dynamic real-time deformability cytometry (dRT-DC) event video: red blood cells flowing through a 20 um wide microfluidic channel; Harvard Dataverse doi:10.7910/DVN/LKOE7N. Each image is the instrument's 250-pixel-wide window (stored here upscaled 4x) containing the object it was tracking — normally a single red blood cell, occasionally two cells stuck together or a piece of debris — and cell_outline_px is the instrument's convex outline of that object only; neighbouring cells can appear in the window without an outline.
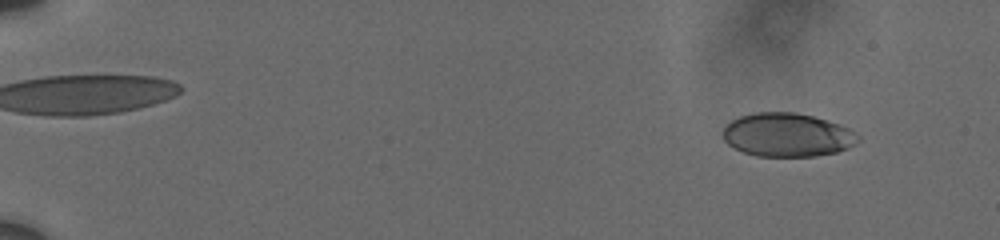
{"species": "human", "species_latin": "Homo sapiens", "temperature_condition": "cold", "stored_images_in_passage": 8, "camera_frame_rate_fps": 3000, "um_per_image_px": 0.085, "donor": {"sex": "male"}, "frame": {"image": 1, "passage_image": 2, "time_ms": 0.667, "image_size_px": [1000, 240], "cell_outline_px": [[860, 140], [848, 148], [836, 152], [816, 156], [756, 156], [744, 152], [728, 144], [724, 140], [724, 128], [732, 120], [740, 116], [756, 112], [792, 112], [812, 116], [840, 124], [856, 132], [860, 136]], "centroid_in_image_um": [66.95, 11.47], "position_along_channel_um": 18.1, "area_um2": 34.22}}
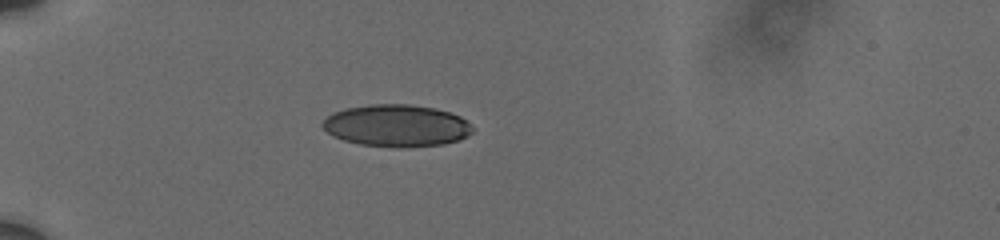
{"frame": {"image": 2, "passage_image": 6, "time_ms": 5.0, "image_size_px": [1000, 240], "cell_outline_px": [[472, 132], [468, 136], [460, 140], [444, 144], [360, 144], [344, 140], [328, 132], [320, 124], [328, 116], [344, 108], [372, 104], [408, 104], [436, 108], [460, 116], [472, 128]], "centroid_in_image_um": [33.71, 10.62], "position_along_channel_um": 51.3, "area_um2": 35.37}}
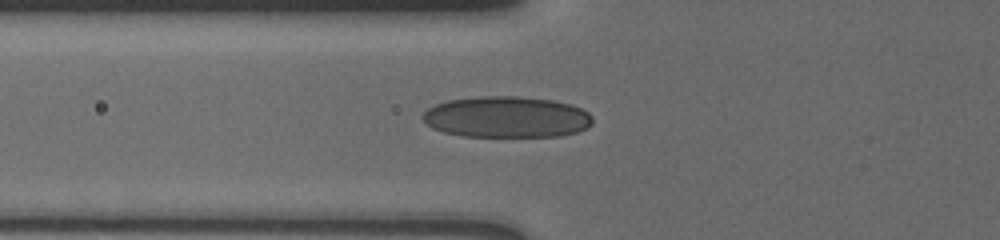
{"frame": {"image": 3, "passage_image": 8, "time_ms": 6.667, "image_size_px": [1000, 240], "cell_outline_px": [[592, 124], [588, 128], [576, 132], [560, 136], [464, 136], [444, 132], [432, 128], [420, 116], [428, 108], [436, 104], [448, 100], [480, 96], [516, 96], [552, 100], [572, 104], [588, 112], [592, 116]], "centroid_in_image_um": [43.07, 9.94], "position_along_channel_um": 82.7, "area_um2": 40.86}}